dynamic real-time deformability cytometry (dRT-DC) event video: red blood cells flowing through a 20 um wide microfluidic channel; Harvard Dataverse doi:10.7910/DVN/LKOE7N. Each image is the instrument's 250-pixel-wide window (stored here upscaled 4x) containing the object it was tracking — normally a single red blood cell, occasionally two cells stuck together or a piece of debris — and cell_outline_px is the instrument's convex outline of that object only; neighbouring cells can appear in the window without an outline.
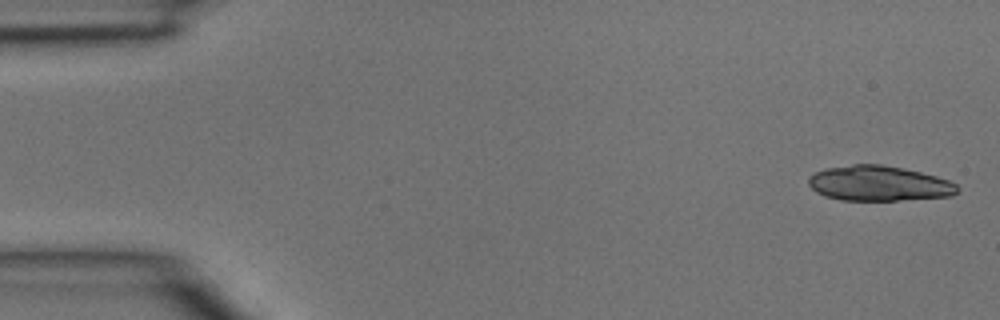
{"species": "common noctule bat (a hibernating species)", "species_latin": "Nyctalus noctula", "temperature_condition": "room temperature", "stored_images_in_passage": 5, "camera_frame_rate_fps": 3000, "um_per_image_px": 0.085, "animal": {"sex": "male", "body_mass_g": 15.6}, "frame": {"image": 1, "passage_image": 1, "time_ms": 0.0, "image_size_px": [1000, 320], "cell_outline_px": [[960, 188], [952, 196], [896, 200], [840, 200], [824, 196], [816, 192], [808, 184], [808, 180], [816, 172], [828, 168], [852, 164], [880, 164], [904, 168], [936, 176], [948, 180], [956, 184]], "centroid_in_image_um": [74.71, 15.59], "position_along_channel_um": 10.3, "area_um2": 30.35}}